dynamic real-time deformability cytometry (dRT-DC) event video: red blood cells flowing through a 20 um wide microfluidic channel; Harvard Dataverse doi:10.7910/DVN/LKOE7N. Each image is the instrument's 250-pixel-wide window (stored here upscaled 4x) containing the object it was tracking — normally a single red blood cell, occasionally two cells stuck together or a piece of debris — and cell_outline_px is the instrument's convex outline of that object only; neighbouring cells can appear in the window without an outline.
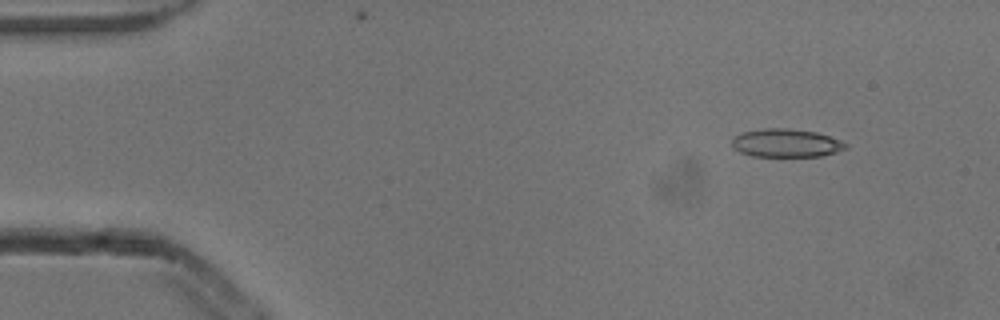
{"species": "common noctule bat (a hibernating species)", "species_latin": "Nyctalus noctula", "temperature_condition": "cold", "stored_images_in_passage": 7, "camera_frame_rate_fps": 3000, "um_per_image_px": 0.085, "animal": {"sex": "male", "body_mass_g": 13.3}, "frame": {"image": 1, "passage_image": 1, "time_ms": 0.0, "image_size_px": [1000, 320], "cell_outline_px": [[848, 148], [836, 152], [820, 156], [752, 156], [740, 152], [732, 148], [732, 140], [740, 132], [764, 128], [788, 128], [816, 132], [840, 140], [848, 144]], "centroid_in_image_um": [66.81, 12.15], "position_along_channel_um": 18.2, "area_um2": 18.79}}
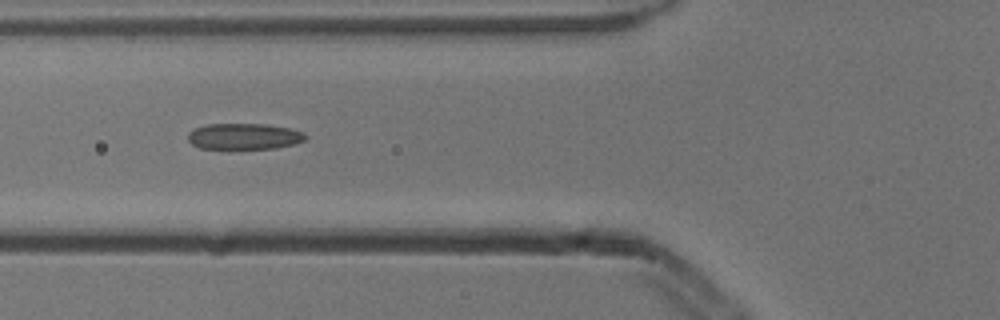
{"frame": {"image": 2, "passage_image": 5, "time_ms": 1.333, "image_size_px": [1000, 320], "cell_outline_px": [[308, 136], [304, 140], [292, 144], [276, 148], [200, 148], [192, 144], [188, 140], [188, 132], [196, 128], [208, 124], [264, 124], [292, 128], [304, 132]], "centroid_in_image_um": [20.77, 11.58], "position_along_channel_um": 105.0, "area_um2": 17.74}}
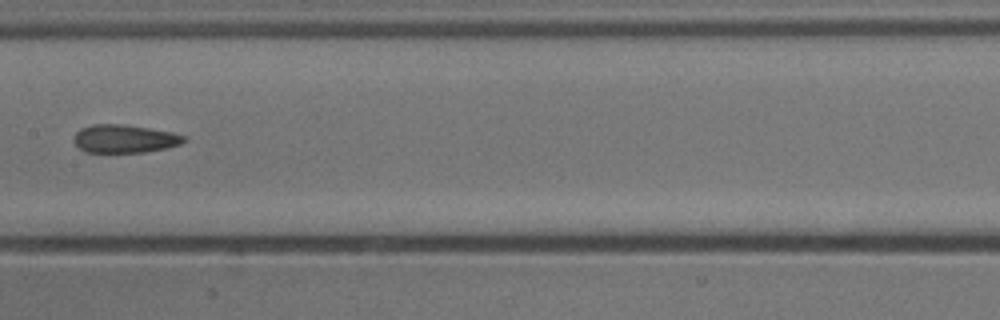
{"frame": {"image": 3, "passage_image": 7, "time_ms": 2.0, "image_size_px": [1000, 320], "cell_outline_px": [[188, 140], [180, 144], [164, 148], [144, 152], [84, 152], [72, 140], [76, 132], [80, 128], [92, 124], [124, 124], [172, 132], [184, 136]], "centroid_in_image_um": [10.55, 11.78], "position_along_channel_um": 196.8, "area_um2": 18.03}}